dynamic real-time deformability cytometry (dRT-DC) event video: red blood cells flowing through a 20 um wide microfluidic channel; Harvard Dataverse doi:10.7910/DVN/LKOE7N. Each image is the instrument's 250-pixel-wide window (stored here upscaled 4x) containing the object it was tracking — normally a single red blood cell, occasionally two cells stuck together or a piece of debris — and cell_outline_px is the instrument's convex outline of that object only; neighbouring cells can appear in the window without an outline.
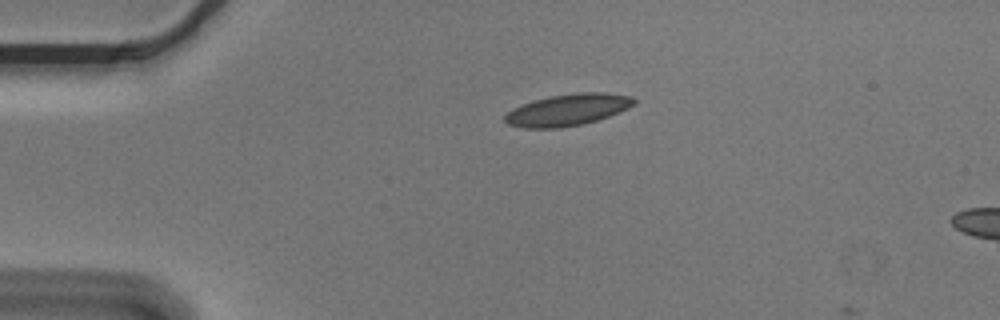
{"species": "Egyptian fruit bat (a non-hibernating species)", "species_latin": "Rousettus aegyptiacus", "temperature_condition": "cold", "stored_images_in_passage": 2, "camera_frame_rate_fps": 3000, "um_per_image_px": 0.085, "animal": {"sex": "male"}, "frame": {"image": 1, "passage_image": 1, "time_ms": 0.0, "image_size_px": [1000, 320], "cell_outline_px": [[636, 104], [628, 108], [608, 116], [584, 124], [560, 128], [524, 128], [508, 124], [504, 120], [504, 116], [512, 108], [536, 100], [552, 96], [576, 92], [604, 92], [632, 96], [636, 100]], "centroid_in_image_um": [48.28, 9.34], "position_along_channel_um": 36.7, "area_um2": 23.76}}